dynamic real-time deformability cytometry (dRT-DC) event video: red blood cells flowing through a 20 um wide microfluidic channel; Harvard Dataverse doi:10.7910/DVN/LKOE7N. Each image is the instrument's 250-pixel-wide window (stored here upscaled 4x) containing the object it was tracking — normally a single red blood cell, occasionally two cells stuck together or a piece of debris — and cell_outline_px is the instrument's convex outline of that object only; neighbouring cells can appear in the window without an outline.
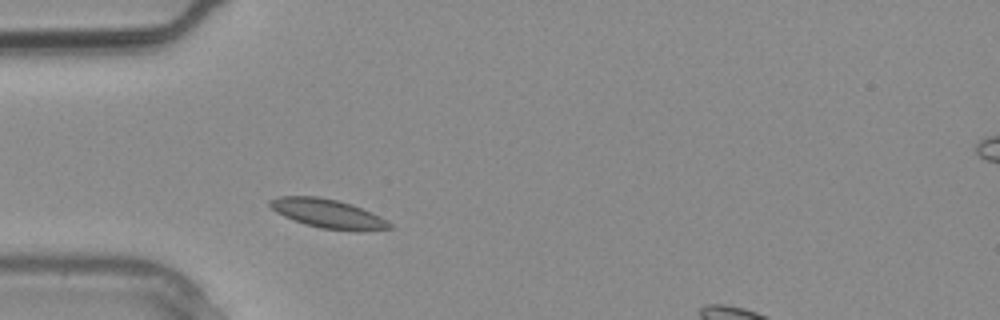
{"species": "common noctule bat (a hibernating species)", "species_latin": "Nyctalus noctula", "temperature_condition": "warm", "stored_images_in_passage": 2, "camera_frame_rate_fps": 3000, "um_per_image_px": 0.085, "animal": {"sex": "male", "body_mass_g": 20.4}, "frame": {"image": 1, "passage_image": 1, "time_ms": 0.0, "image_size_px": [1000, 320], "cell_outline_px": [[392, 228], [320, 228], [304, 224], [284, 216], [276, 212], [268, 204], [268, 200], [280, 196], [320, 196], [352, 204], [372, 212], [392, 224]], "centroid_in_image_um": [27.74, 18.09], "position_along_channel_um": 57.3, "area_um2": 19.31}}